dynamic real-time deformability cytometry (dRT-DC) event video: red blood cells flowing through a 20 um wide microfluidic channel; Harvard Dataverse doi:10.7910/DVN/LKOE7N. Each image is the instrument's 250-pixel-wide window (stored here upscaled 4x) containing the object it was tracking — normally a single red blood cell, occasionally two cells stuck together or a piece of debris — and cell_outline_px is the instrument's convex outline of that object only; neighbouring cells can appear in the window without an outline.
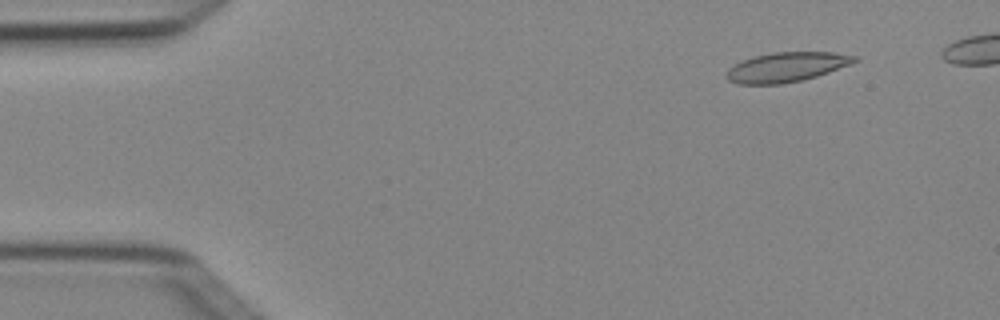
{"species": "Egyptian fruit bat (a non-hibernating species)", "species_latin": "Rousettus aegyptiacus", "temperature_condition": "cold", "stored_images_in_passage": 5, "camera_frame_rate_fps": 3000, "um_per_image_px": 0.085, "animal": {"sex": "female"}, "frame": {"image": 1, "passage_image": 2, "time_ms": 0.333, "image_size_px": [1000, 320], "cell_outline_px": [[860, 60], [828, 72], [816, 76], [800, 80], [780, 84], [740, 84], [728, 80], [724, 76], [724, 72], [732, 64], [752, 56], [772, 52], [832, 52], [860, 56]], "centroid_in_image_um": [66.8, 5.69], "position_along_channel_um": 18.2, "area_um2": 22.31}}
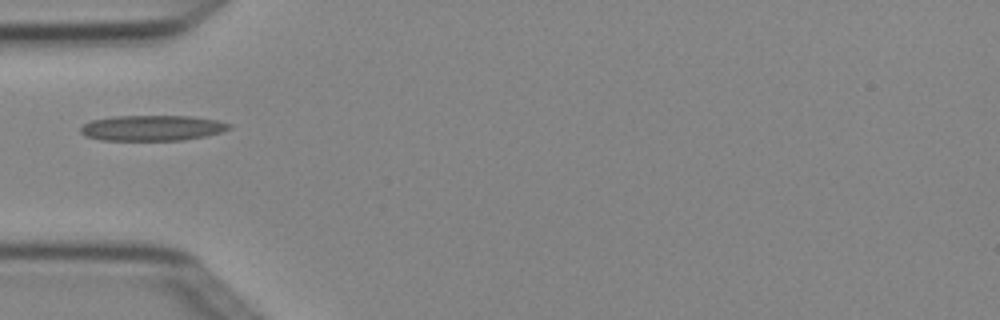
{"frame": {"image": 2, "passage_image": 4, "time_ms": 1.0, "image_size_px": [1000, 320], "cell_outline_px": [[232, 128], [220, 132], [204, 136], [184, 140], [100, 140], [84, 136], [80, 132], [80, 128], [84, 124], [92, 120], [112, 116], [192, 116], [216, 120], [232, 124]], "centroid_in_image_um": [12.92, 10.88], "position_along_channel_um": 72.1, "area_um2": 22.14}}
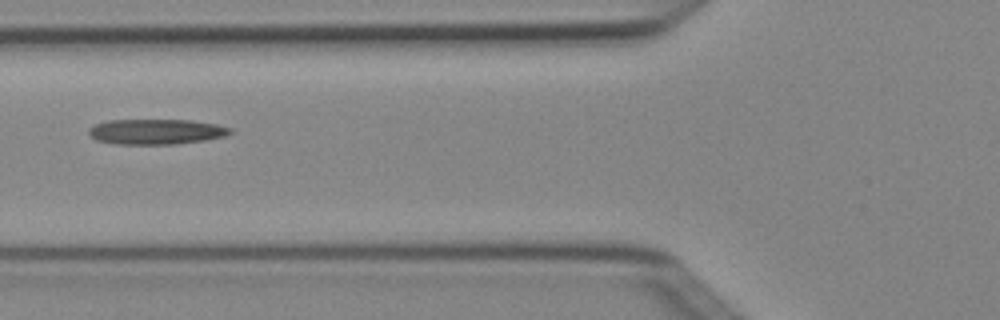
{"frame": {"image": 3, "passage_image": 5, "time_ms": 1.333, "image_size_px": [1000, 320], "cell_outline_px": [[232, 132], [224, 136], [204, 140], [176, 144], [112, 144], [96, 140], [88, 132], [88, 128], [96, 124], [108, 120], [192, 120], [216, 124], [232, 128]], "centroid_in_image_um": [13.26, 11.19], "position_along_channel_um": 112.5, "area_um2": 20.87}}